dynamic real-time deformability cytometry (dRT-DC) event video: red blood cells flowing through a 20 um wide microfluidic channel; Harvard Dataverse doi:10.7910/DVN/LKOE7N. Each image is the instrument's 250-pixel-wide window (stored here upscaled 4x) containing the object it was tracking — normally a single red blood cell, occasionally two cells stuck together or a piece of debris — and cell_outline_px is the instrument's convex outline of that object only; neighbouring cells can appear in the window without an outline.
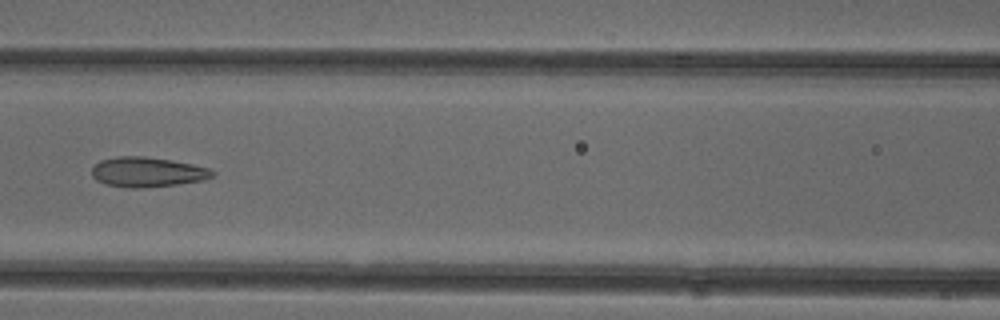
{"species": "common noctule bat (a hibernating species)", "species_latin": "Nyctalus noctula", "temperature_condition": "cold", "stored_images_in_passage": 5, "camera_frame_rate_fps": 3000, "um_per_image_px": 0.085, "animal": {"sex": "female"}, "frame": {"image": 1, "passage_image": 5, "time_ms": 1.333, "image_size_px": [1000, 320], "cell_outline_px": [[216, 172], [212, 176], [204, 180], [176, 184], [144, 188], [128, 188], [104, 184], [96, 180], [92, 176], [92, 168], [100, 160], [116, 156], [144, 156], [172, 160], [192, 164], [208, 168]], "centroid_in_image_um": [12.5, 14.62], "position_along_channel_um": 154.1, "area_um2": 21.1}}